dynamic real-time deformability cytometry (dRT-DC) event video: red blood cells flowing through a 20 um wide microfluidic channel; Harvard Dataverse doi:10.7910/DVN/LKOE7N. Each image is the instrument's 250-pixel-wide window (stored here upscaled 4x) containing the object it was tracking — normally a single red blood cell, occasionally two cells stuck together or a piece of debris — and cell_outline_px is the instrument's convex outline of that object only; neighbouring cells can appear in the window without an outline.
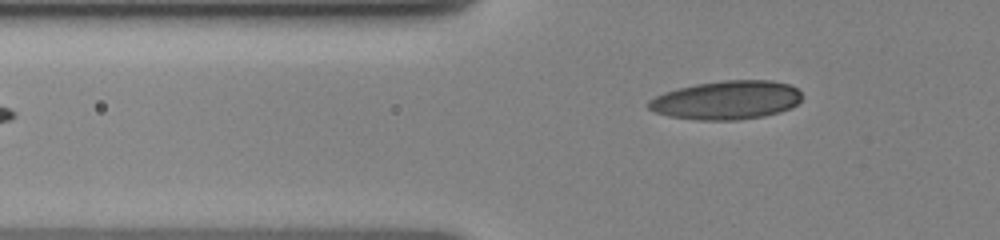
{"species": "human", "species_latin": "Homo sapiens", "temperature_condition": "cold", "stored_images_in_passage": 5, "camera_frame_rate_fps": 3000, "um_per_image_px": 0.085, "donor": {"sex": "female"}, "frame": {"image": 1, "passage_image": 5, "time_ms": 4.333, "image_size_px": [1000, 240], "cell_outline_px": [[800, 100], [792, 108], [780, 112], [764, 116], [736, 120], [700, 120], [668, 116], [656, 112], [648, 108], [648, 100], [664, 92], [696, 84], [724, 80], [772, 80], [788, 84], [796, 88], [800, 92]], "centroid_in_image_um": [61.76, 8.51], "position_along_channel_um": 64.0, "area_um2": 34.51}}